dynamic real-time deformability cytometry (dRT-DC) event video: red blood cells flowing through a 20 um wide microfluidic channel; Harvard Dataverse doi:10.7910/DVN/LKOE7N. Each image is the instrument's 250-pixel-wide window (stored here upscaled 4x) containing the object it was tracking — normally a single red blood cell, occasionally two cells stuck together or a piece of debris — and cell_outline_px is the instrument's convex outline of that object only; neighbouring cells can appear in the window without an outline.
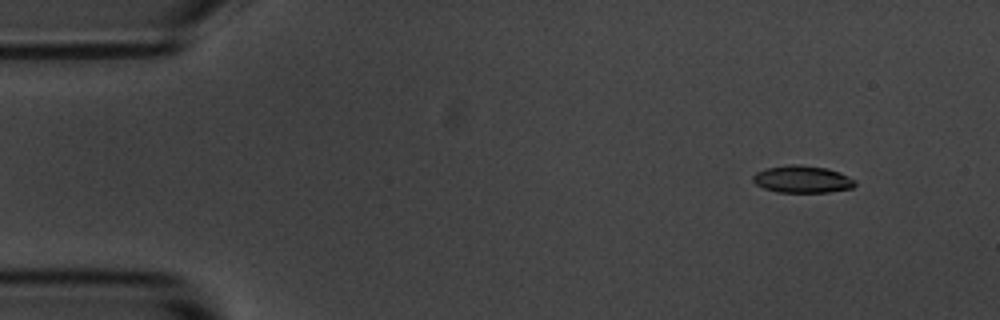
{"species": "common noctule bat (a hibernating species)", "species_latin": "Nyctalus noctula", "temperature_condition": "room temperature", "stored_images_in_passage": 4, "camera_frame_rate_fps": 3000, "um_per_image_px": 0.085, "animal": {"sex": "male", "body_mass_g": 20.1, "forearm_length_mm": 53.5}, "frame": {"image": 1, "passage_image": 1, "time_ms": 0.0, "image_size_px": [1000, 320], "cell_outline_px": [[856, 184], [852, 188], [828, 192], [776, 192], [764, 188], [756, 184], [752, 180], [752, 176], [756, 172], [764, 168], [792, 164], [800, 164], [828, 168], [840, 172], [856, 180]], "centroid_in_image_um": [68.19, 15.22], "position_along_channel_um": 16.8, "area_um2": 16.36}}